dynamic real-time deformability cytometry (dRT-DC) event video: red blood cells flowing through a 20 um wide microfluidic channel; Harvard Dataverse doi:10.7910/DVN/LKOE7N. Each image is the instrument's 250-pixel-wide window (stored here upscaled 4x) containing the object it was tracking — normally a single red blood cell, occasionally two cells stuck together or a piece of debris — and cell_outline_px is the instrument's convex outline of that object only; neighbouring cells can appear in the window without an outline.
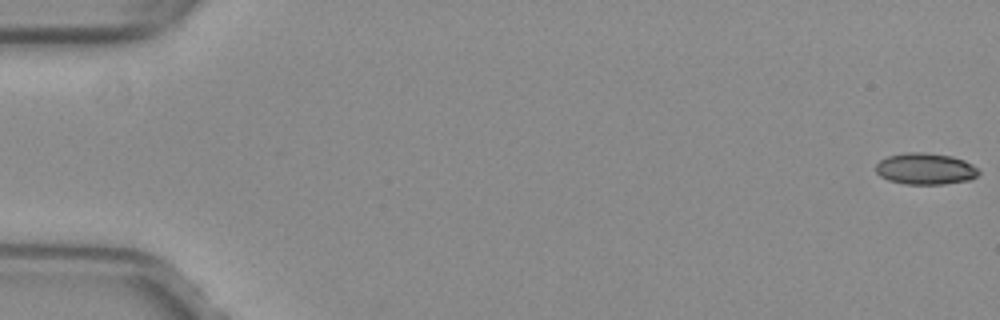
{"species": "common noctule bat (a hibernating species)", "species_latin": "Nyctalus noctula", "temperature_condition": "warm", "stored_images_in_passage": 48, "camera_frame_rate_fps": 3000, "um_per_image_px": 0.085, "animal": {"sex": "female", "body_mass_g": 29.2, "forearm_length_mm": 56.3}, "frame": {"image": 1, "passage_image": 1, "time_ms": 0.0, "image_size_px": [1000, 320], "cell_outline_px": [[980, 172], [972, 180], [944, 184], [904, 184], [888, 180], [880, 176], [876, 172], [876, 164], [880, 160], [888, 156], [904, 152], [924, 152], [952, 156], [964, 160], [972, 164]], "centroid_in_image_um": [78.65, 14.35], "position_along_channel_um": 6.3, "area_um2": 19.02}}
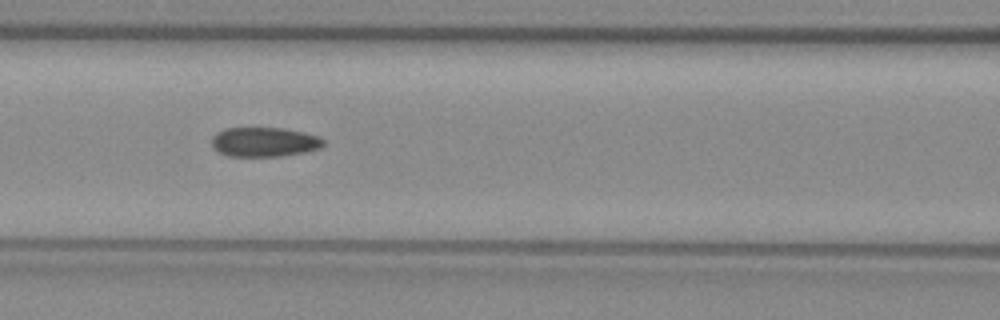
{"frame": {"image": 2, "passage_image": 24, "time_ms": 7.667, "image_size_px": [1000, 320], "cell_outline_px": [[324, 144], [320, 148], [304, 152], [280, 156], [228, 156], [220, 152], [212, 144], [212, 136], [216, 132], [228, 128], [284, 128], [304, 132], [320, 136], [324, 140]], "centroid_in_image_um": [22.49, 12.06], "position_along_channel_um": 144.1, "area_um2": 19.13}}
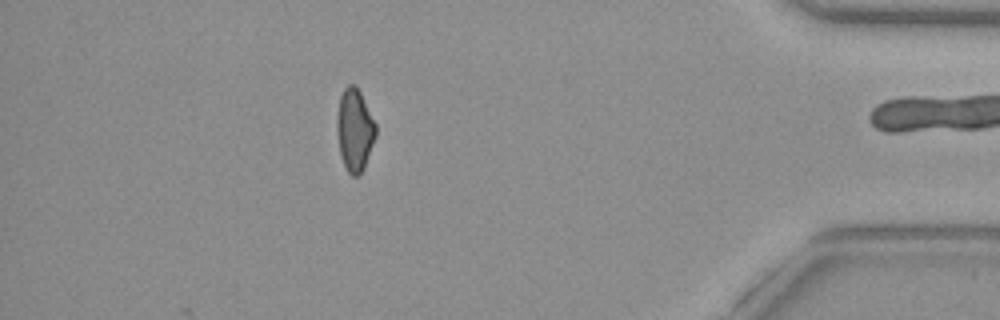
{"frame": {"image": 3, "passage_image": 47, "time_ms": 15.333, "image_size_px": [1000, 320], "cell_outline_px": [[376, 136], [364, 168], [360, 176], [352, 176], [348, 172], [340, 156], [336, 128], [336, 120], [340, 96], [344, 88], [348, 84], [356, 84], [376, 124]], "centroid_in_image_um": [30.14, 11.05], "position_along_channel_um": 405.1, "area_um2": 18.79}, "authors_computed_cell_mechanics": {"area_um2": 19.4497, "velocity_mm_per_s": 4.0252, "shape_relaxation_time_tau1_ms": null, "shape_relaxation_time_tau2_ms": 3.6046, "deformation_change_tau1": null, "deformation_change_tau2": 0.0906}}